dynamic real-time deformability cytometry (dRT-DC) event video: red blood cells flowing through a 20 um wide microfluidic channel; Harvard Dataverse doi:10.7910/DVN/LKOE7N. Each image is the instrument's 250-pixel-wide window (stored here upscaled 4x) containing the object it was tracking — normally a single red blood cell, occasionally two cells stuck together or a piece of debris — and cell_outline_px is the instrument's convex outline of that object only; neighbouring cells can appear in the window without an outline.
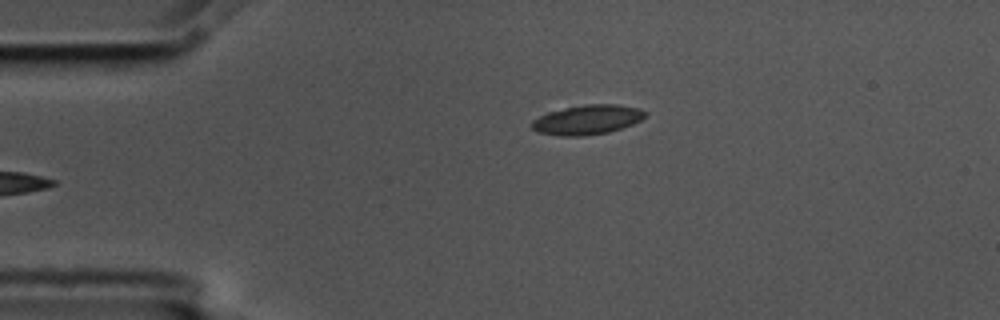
{"species": "common noctule bat (a hibernating species)", "species_latin": "Nyctalus noctula", "temperature_condition": "cold", "stored_images_in_passage": 5, "camera_frame_rate_fps": 3000, "um_per_image_px": 0.085, "animal": {"sex": "male", "body_mass_g": 17.5, "forearm_length_mm": 52.3}, "frame": {"image": 1, "passage_image": 5, "time_ms": 1.333, "image_size_px": [1000, 320], "cell_outline_px": [[648, 112], [640, 120], [632, 124], [608, 132], [580, 136], [560, 136], [540, 132], [532, 128], [532, 120], [548, 112], [564, 108], [584, 104], [616, 104], [640, 108]], "centroid_in_image_um": [49.93, 10.16], "position_along_channel_um": 35.1, "area_um2": 19.36}}